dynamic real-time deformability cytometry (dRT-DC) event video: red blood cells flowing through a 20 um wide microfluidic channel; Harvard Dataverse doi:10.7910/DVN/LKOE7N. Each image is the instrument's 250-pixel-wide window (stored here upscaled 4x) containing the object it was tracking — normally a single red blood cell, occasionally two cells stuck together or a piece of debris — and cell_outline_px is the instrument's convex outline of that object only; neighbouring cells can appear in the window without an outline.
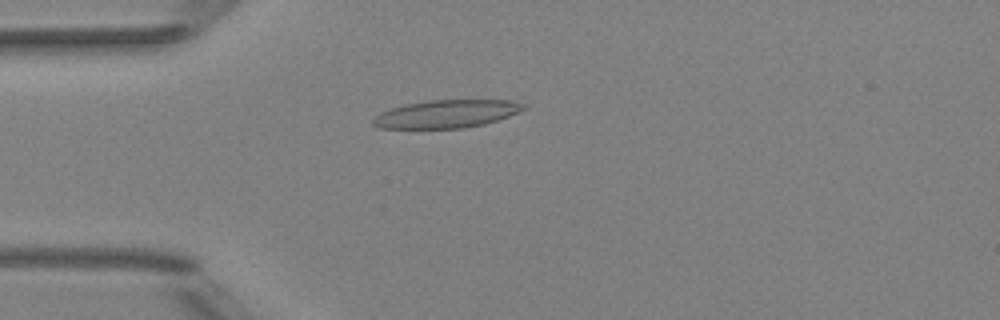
{"species": "Egyptian fruit bat (a non-hibernating species)", "species_latin": "Rousettus aegyptiacus", "temperature_condition": "room temperature", "stored_images_in_passage": 27, "camera_frame_rate_fps": 3000, "um_per_image_px": 0.085, "animal": {"sex": "female"}, "frame": {"image": 1, "passage_image": 3, "time_ms": 0.667, "image_size_px": [1000, 320], "cell_outline_px": [[528, 108], [508, 116], [484, 124], [464, 128], [380, 128], [372, 124], [372, 120], [380, 112], [404, 104], [428, 100], [516, 100], [524, 104]], "centroid_in_image_um": [37.97, 9.67], "position_along_channel_um": 47.0, "area_um2": 24.51}}
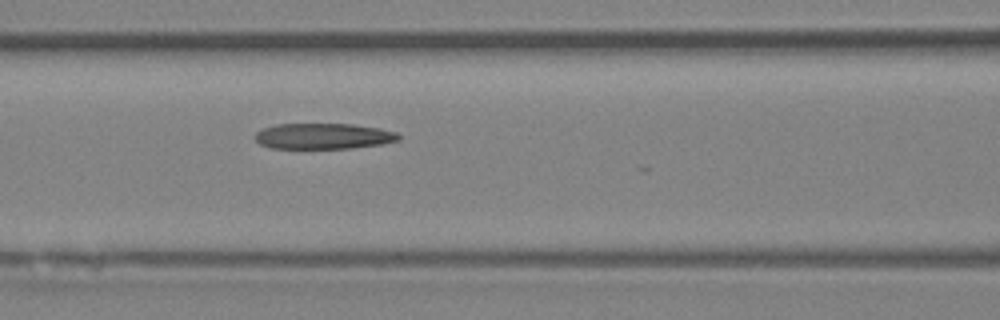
{"frame": {"image": 2, "passage_image": 11, "time_ms": 3.333, "image_size_px": [1000, 320], "cell_outline_px": [[400, 140], [384, 144], [352, 148], [268, 148], [260, 144], [256, 140], [256, 132], [264, 128], [276, 124], [352, 124], [380, 128], [396, 132], [400, 136]], "centroid_in_image_um": [27.52, 11.57], "position_along_channel_um": 139.1, "area_um2": 21.62}}
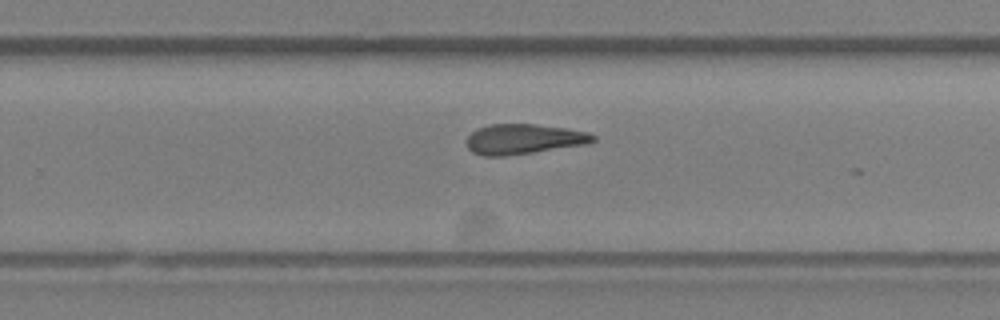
{"frame": {"image": 3, "passage_image": 22, "time_ms": 7.0, "image_size_px": [1000, 320], "cell_outline_px": [[596, 140], [588, 144], [504, 156], [484, 156], [472, 152], [468, 148], [468, 136], [476, 128], [492, 124], [536, 124], [564, 128], [588, 132], [596, 136]], "centroid_in_image_um": [44.52, 11.82], "position_along_channel_um": 285.3, "area_um2": 22.08}}